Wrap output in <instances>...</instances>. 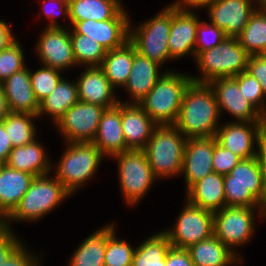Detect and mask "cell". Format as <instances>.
I'll use <instances>...</instances> for the list:
<instances>
[{
  "instance_id": "cell-34",
  "label": "cell",
  "mask_w": 266,
  "mask_h": 266,
  "mask_svg": "<svg viewBox=\"0 0 266 266\" xmlns=\"http://www.w3.org/2000/svg\"><path fill=\"white\" fill-rule=\"evenodd\" d=\"M171 246L164 232L157 233L136 248L132 266H165Z\"/></svg>"
},
{
  "instance_id": "cell-31",
  "label": "cell",
  "mask_w": 266,
  "mask_h": 266,
  "mask_svg": "<svg viewBox=\"0 0 266 266\" xmlns=\"http://www.w3.org/2000/svg\"><path fill=\"white\" fill-rule=\"evenodd\" d=\"M113 232L111 224L90 235L73 254L70 266H104L107 238Z\"/></svg>"
},
{
  "instance_id": "cell-46",
  "label": "cell",
  "mask_w": 266,
  "mask_h": 266,
  "mask_svg": "<svg viewBox=\"0 0 266 266\" xmlns=\"http://www.w3.org/2000/svg\"><path fill=\"white\" fill-rule=\"evenodd\" d=\"M165 266H195L187 249L171 246L166 254Z\"/></svg>"
},
{
  "instance_id": "cell-17",
  "label": "cell",
  "mask_w": 266,
  "mask_h": 266,
  "mask_svg": "<svg viewBox=\"0 0 266 266\" xmlns=\"http://www.w3.org/2000/svg\"><path fill=\"white\" fill-rule=\"evenodd\" d=\"M251 2L252 0H215L208 7L211 23L223 30L227 37L237 38L256 10Z\"/></svg>"
},
{
  "instance_id": "cell-5",
  "label": "cell",
  "mask_w": 266,
  "mask_h": 266,
  "mask_svg": "<svg viewBox=\"0 0 266 266\" xmlns=\"http://www.w3.org/2000/svg\"><path fill=\"white\" fill-rule=\"evenodd\" d=\"M249 56L237 38L227 37L219 45L195 57L203 78L192 77V82L209 84L217 78L235 77L246 71Z\"/></svg>"
},
{
  "instance_id": "cell-2",
  "label": "cell",
  "mask_w": 266,
  "mask_h": 266,
  "mask_svg": "<svg viewBox=\"0 0 266 266\" xmlns=\"http://www.w3.org/2000/svg\"><path fill=\"white\" fill-rule=\"evenodd\" d=\"M192 76L166 72L138 103L157 125H174Z\"/></svg>"
},
{
  "instance_id": "cell-24",
  "label": "cell",
  "mask_w": 266,
  "mask_h": 266,
  "mask_svg": "<svg viewBox=\"0 0 266 266\" xmlns=\"http://www.w3.org/2000/svg\"><path fill=\"white\" fill-rule=\"evenodd\" d=\"M36 176L10 168L0 167V222L2 223L20 203ZM4 216V217H3ZM5 218V219H4Z\"/></svg>"
},
{
  "instance_id": "cell-23",
  "label": "cell",
  "mask_w": 266,
  "mask_h": 266,
  "mask_svg": "<svg viewBox=\"0 0 266 266\" xmlns=\"http://www.w3.org/2000/svg\"><path fill=\"white\" fill-rule=\"evenodd\" d=\"M2 87L10 112L38 114L39 102L32 89L27 68L13 73L2 83Z\"/></svg>"
},
{
  "instance_id": "cell-3",
  "label": "cell",
  "mask_w": 266,
  "mask_h": 266,
  "mask_svg": "<svg viewBox=\"0 0 266 266\" xmlns=\"http://www.w3.org/2000/svg\"><path fill=\"white\" fill-rule=\"evenodd\" d=\"M175 125H157L143 149L156 178L179 174L187 138Z\"/></svg>"
},
{
  "instance_id": "cell-14",
  "label": "cell",
  "mask_w": 266,
  "mask_h": 266,
  "mask_svg": "<svg viewBox=\"0 0 266 266\" xmlns=\"http://www.w3.org/2000/svg\"><path fill=\"white\" fill-rule=\"evenodd\" d=\"M127 14L122 9L113 19L98 21L93 19L76 21L72 26V34H82L96 40L107 51L123 46L129 40Z\"/></svg>"
},
{
  "instance_id": "cell-12",
  "label": "cell",
  "mask_w": 266,
  "mask_h": 266,
  "mask_svg": "<svg viewBox=\"0 0 266 266\" xmlns=\"http://www.w3.org/2000/svg\"><path fill=\"white\" fill-rule=\"evenodd\" d=\"M105 107L78 101L58 120L56 125L67 142H92Z\"/></svg>"
},
{
  "instance_id": "cell-26",
  "label": "cell",
  "mask_w": 266,
  "mask_h": 266,
  "mask_svg": "<svg viewBox=\"0 0 266 266\" xmlns=\"http://www.w3.org/2000/svg\"><path fill=\"white\" fill-rule=\"evenodd\" d=\"M158 64L149 60L136 52L128 80L124 87L134 98V103L138 104L155 86L158 80L163 76L159 75Z\"/></svg>"
},
{
  "instance_id": "cell-44",
  "label": "cell",
  "mask_w": 266,
  "mask_h": 266,
  "mask_svg": "<svg viewBox=\"0 0 266 266\" xmlns=\"http://www.w3.org/2000/svg\"><path fill=\"white\" fill-rule=\"evenodd\" d=\"M246 72L260 82L262 91L266 96V56L264 54L250 55Z\"/></svg>"
},
{
  "instance_id": "cell-10",
  "label": "cell",
  "mask_w": 266,
  "mask_h": 266,
  "mask_svg": "<svg viewBox=\"0 0 266 266\" xmlns=\"http://www.w3.org/2000/svg\"><path fill=\"white\" fill-rule=\"evenodd\" d=\"M214 212L187 204L172 230L164 233L171 245L188 249L190 246L214 235Z\"/></svg>"
},
{
  "instance_id": "cell-35",
  "label": "cell",
  "mask_w": 266,
  "mask_h": 266,
  "mask_svg": "<svg viewBox=\"0 0 266 266\" xmlns=\"http://www.w3.org/2000/svg\"><path fill=\"white\" fill-rule=\"evenodd\" d=\"M37 117V115L10 112L2 121L8 132L13 148L24 146L35 140L36 129L31 119Z\"/></svg>"
},
{
  "instance_id": "cell-33",
  "label": "cell",
  "mask_w": 266,
  "mask_h": 266,
  "mask_svg": "<svg viewBox=\"0 0 266 266\" xmlns=\"http://www.w3.org/2000/svg\"><path fill=\"white\" fill-rule=\"evenodd\" d=\"M249 55L266 52V10L259 6L250 16L245 28L237 37Z\"/></svg>"
},
{
  "instance_id": "cell-29",
  "label": "cell",
  "mask_w": 266,
  "mask_h": 266,
  "mask_svg": "<svg viewBox=\"0 0 266 266\" xmlns=\"http://www.w3.org/2000/svg\"><path fill=\"white\" fill-rule=\"evenodd\" d=\"M136 52L135 46L129 40L123 46L106 52L100 67L113 87L126 84Z\"/></svg>"
},
{
  "instance_id": "cell-41",
  "label": "cell",
  "mask_w": 266,
  "mask_h": 266,
  "mask_svg": "<svg viewBox=\"0 0 266 266\" xmlns=\"http://www.w3.org/2000/svg\"><path fill=\"white\" fill-rule=\"evenodd\" d=\"M209 32L212 34V38L211 39L209 38V40L211 41H209L206 36ZM226 38L227 36L225 32L221 30L219 27H217L215 24L213 23L207 24L199 21L197 28L196 44H195V57L199 53L219 45Z\"/></svg>"
},
{
  "instance_id": "cell-19",
  "label": "cell",
  "mask_w": 266,
  "mask_h": 266,
  "mask_svg": "<svg viewBox=\"0 0 266 266\" xmlns=\"http://www.w3.org/2000/svg\"><path fill=\"white\" fill-rule=\"evenodd\" d=\"M132 104L121 103V121L125 144L129 150H143L157 124L139 104Z\"/></svg>"
},
{
  "instance_id": "cell-53",
  "label": "cell",
  "mask_w": 266,
  "mask_h": 266,
  "mask_svg": "<svg viewBox=\"0 0 266 266\" xmlns=\"http://www.w3.org/2000/svg\"><path fill=\"white\" fill-rule=\"evenodd\" d=\"M259 5L266 10V0H259Z\"/></svg>"
},
{
  "instance_id": "cell-39",
  "label": "cell",
  "mask_w": 266,
  "mask_h": 266,
  "mask_svg": "<svg viewBox=\"0 0 266 266\" xmlns=\"http://www.w3.org/2000/svg\"><path fill=\"white\" fill-rule=\"evenodd\" d=\"M235 77L241 93L244 94L243 97L246 98L266 118V109L264 105L265 95L262 91L260 82L246 71L241 72Z\"/></svg>"
},
{
  "instance_id": "cell-7",
  "label": "cell",
  "mask_w": 266,
  "mask_h": 266,
  "mask_svg": "<svg viewBox=\"0 0 266 266\" xmlns=\"http://www.w3.org/2000/svg\"><path fill=\"white\" fill-rule=\"evenodd\" d=\"M70 193L57 180L47 174L36 176L20 203L6 219L35 221L49 213Z\"/></svg>"
},
{
  "instance_id": "cell-28",
  "label": "cell",
  "mask_w": 266,
  "mask_h": 266,
  "mask_svg": "<svg viewBox=\"0 0 266 266\" xmlns=\"http://www.w3.org/2000/svg\"><path fill=\"white\" fill-rule=\"evenodd\" d=\"M187 250L195 266H227L235 260L237 262L236 253L215 235L190 246Z\"/></svg>"
},
{
  "instance_id": "cell-21",
  "label": "cell",
  "mask_w": 266,
  "mask_h": 266,
  "mask_svg": "<svg viewBox=\"0 0 266 266\" xmlns=\"http://www.w3.org/2000/svg\"><path fill=\"white\" fill-rule=\"evenodd\" d=\"M92 143L103 156L105 154L112 157L129 150L126 147L122 129L121 102L114 107L105 109Z\"/></svg>"
},
{
  "instance_id": "cell-45",
  "label": "cell",
  "mask_w": 266,
  "mask_h": 266,
  "mask_svg": "<svg viewBox=\"0 0 266 266\" xmlns=\"http://www.w3.org/2000/svg\"><path fill=\"white\" fill-rule=\"evenodd\" d=\"M30 256L21 244L0 266H37L36 257Z\"/></svg>"
},
{
  "instance_id": "cell-1",
  "label": "cell",
  "mask_w": 266,
  "mask_h": 266,
  "mask_svg": "<svg viewBox=\"0 0 266 266\" xmlns=\"http://www.w3.org/2000/svg\"><path fill=\"white\" fill-rule=\"evenodd\" d=\"M219 115L213 88L208 83L191 82L184 92L174 125L187 139L214 137Z\"/></svg>"
},
{
  "instance_id": "cell-49",
  "label": "cell",
  "mask_w": 266,
  "mask_h": 266,
  "mask_svg": "<svg viewBox=\"0 0 266 266\" xmlns=\"http://www.w3.org/2000/svg\"><path fill=\"white\" fill-rule=\"evenodd\" d=\"M16 39L12 35L7 23L0 20V51L8 48Z\"/></svg>"
},
{
  "instance_id": "cell-13",
  "label": "cell",
  "mask_w": 266,
  "mask_h": 266,
  "mask_svg": "<svg viewBox=\"0 0 266 266\" xmlns=\"http://www.w3.org/2000/svg\"><path fill=\"white\" fill-rule=\"evenodd\" d=\"M254 208L228 207L214 212V235L229 249L242 245L254 230ZM231 246V247H230Z\"/></svg>"
},
{
  "instance_id": "cell-4",
  "label": "cell",
  "mask_w": 266,
  "mask_h": 266,
  "mask_svg": "<svg viewBox=\"0 0 266 266\" xmlns=\"http://www.w3.org/2000/svg\"><path fill=\"white\" fill-rule=\"evenodd\" d=\"M224 193L228 207H258L262 205V152L242 159L229 174L224 175Z\"/></svg>"
},
{
  "instance_id": "cell-40",
  "label": "cell",
  "mask_w": 266,
  "mask_h": 266,
  "mask_svg": "<svg viewBox=\"0 0 266 266\" xmlns=\"http://www.w3.org/2000/svg\"><path fill=\"white\" fill-rule=\"evenodd\" d=\"M23 57V50L17 40L0 51V83L25 68Z\"/></svg>"
},
{
  "instance_id": "cell-32",
  "label": "cell",
  "mask_w": 266,
  "mask_h": 266,
  "mask_svg": "<svg viewBox=\"0 0 266 266\" xmlns=\"http://www.w3.org/2000/svg\"><path fill=\"white\" fill-rule=\"evenodd\" d=\"M78 101L77 83H70L62 78L50 95L39 103L37 116L48 113L57 123L65 112Z\"/></svg>"
},
{
  "instance_id": "cell-25",
  "label": "cell",
  "mask_w": 266,
  "mask_h": 266,
  "mask_svg": "<svg viewBox=\"0 0 266 266\" xmlns=\"http://www.w3.org/2000/svg\"><path fill=\"white\" fill-rule=\"evenodd\" d=\"M187 194V201L194 206L212 212L221 210L226 206L224 175L215 172L206 175L195 182Z\"/></svg>"
},
{
  "instance_id": "cell-8",
  "label": "cell",
  "mask_w": 266,
  "mask_h": 266,
  "mask_svg": "<svg viewBox=\"0 0 266 266\" xmlns=\"http://www.w3.org/2000/svg\"><path fill=\"white\" fill-rule=\"evenodd\" d=\"M170 28L171 5L140 25L136 31H129V41L138 53L161 65L171 58L168 46Z\"/></svg>"
},
{
  "instance_id": "cell-6",
  "label": "cell",
  "mask_w": 266,
  "mask_h": 266,
  "mask_svg": "<svg viewBox=\"0 0 266 266\" xmlns=\"http://www.w3.org/2000/svg\"><path fill=\"white\" fill-rule=\"evenodd\" d=\"M56 169L55 177L70 193L91 178L103 158L92 142H70Z\"/></svg>"
},
{
  "instance_id": "cell-48",
  "label": "cell",
  "mask_w": 266,
  "mask_h": 266,
  "mask_svg": "<svg viewBox=\"0 0 266 266\" xmlns=\"http://www.w3.org/2000/svg\"><path fill=\"white\" fill-rule=\"evenodd\" d=\"M50 1H52V4H54V5H56V3H60L59 4V7L57 9L59 15L65 13V16L66 15L68 16V13H69V11H68V0H50ZM44 9H45V12L44 13H45L46 17L52 19L50 21V24L47 27H61L60 25H57L58 22H55V20H54L55 17H53V16L56 15L54 9H51V10L48 9V10H46L45 7H44Z\"/></svg>"
},
{
  "instance_id": "cell-27",
  "label": "cell",
  "mask_w": 266,
  "mask_h": 266,
  "mask_svg": "<svg viewBox=\"0 0 266 266\" xmlns=\"http://www.w3.org/2000/svg\"><path fill=\"white\" fill-rule=\"evenodd\" d=\"M44 153L42 146L34 140L32 143L13 148L5 164L34 176L45 175L51 170V165L49 166Z\"/></svg>"
},
{
  "instance_id": "cell-11",
  "label": "cell",
  "mask_w": 266,
  "mask_h": 266,
  "mask_svg": "<svg viewBox=\"0 0 266 266\" xmlns=\"http://www.w3.org/2000/svg\"><path fill=\"white\" fill-rule=\"evenodd\" d=\"M253 124V128L249 124ZM248 125V126H247ZM217 142L242 159L258 156L266 147V122H232L216 132ZM255 140V141H254ZM257 142L258 151H254Z\"/></svg>"
},
{
  "instance_id": "cell-51",
  "label": "cell",
  "mask_w": 266,
  "mask_h": 266,
  "mask_svg": "<svg viewBox=\"0 0 266 266\" xmlns=\"http://www.w3.org/2000/svg\"><path fill=\"white\" fill-rule=\"evenodd\" d=\"M260 212L266 216V147L262 151V205Z\"/></svg>"
},
{
  "instance_id": "cell-47",
  "label": "cell",
  "mask_w": 266,
  "mask_h": 266,
  "mask_svg": "<svg viewBox=\"0 0 266 266\" xmlns=\"http://www.w3.org/2000/svg\"><path fill=\"white\" fill-rule=\"evenodd\" d=\"M13 149V145L8 136V132L5 129V126L0 122V163L5 164L10 151Z\"/></svg>"
},
{
  "instance_id": "cell-38",
  "label": "cell",
  "mask_w": 266,
  "mask_h": 266,
  "mask_svg": "<svg viewBox=\"0 0 266 266\" xmlns=\"http://www.w3.org/2000/svg\"><path fill=\"white\" fill-rule=\"evenodd\" d=\"M29 75L32 89L39 103L50 95L62 79L60 70L47 66L39 69L34 74L29 71Z\"/></svg>"
},
{
  "instance_id": "cell-43",
  "label": "cell",
  "mask_w": 266,
  "mask_h": 266,
  "mask_svg": "<svg viewBox=\"0 0 266 266\" xmlns=\"http://www.w3.org/2000/svg\"><path fill=\"white\" fill-rule=\"evenodd\" d=\"M9 220L0 222V265L21 245L8 227Z\"/></svg>"
},
{
  "instance_id": "cell-22",
  "label": "cell",
  "mask_w": 266,
  "mask_h": 266,
  "mask_svg": "<svg viewBox=\"0 0 266 266\" xmlns=\"http://www.w3.org/2000/svg\"><path fill=\"white\" fill-rule=\"evenodd\" d=\"M77 87L79 101L97 104L106 109L120 102L113 96L114 87L100 66H88L79 77Z\"/></svg>"
},
{
  "instance_id": "cell-20",
  "label": "cell",
  "mask_w": 266,
  "mask_h": 266,
  "mask_svg": "<svg viewBox=\"0 0 266 266\" xmlns=\"http://www.w3.org/2000/svg\"><path fill=\"white\" fill-rule=\"evenodd\" d=\"M198 17L189 11H180L171 6V28L168 46L171 59L190 52L195 55Z\"/></svg>"
},
{
  "instance_id": "cell-37",
  "label": "cell",
  "mask_w": 266,
  "mask_h": 266,
  "mask_svg": "<svg viewBox=\"0 0 266 266\" xmlns=\"http://www.w3.org/2000/svg\"><path fill=\"white\" fill-rule=\"evenodd\" d=\"M135 249L124 240H118L113 232L106 243L104 266H132Z\"/></svg>"
},
{
  "instance_id": "cell-9",
  "label": "cell",
  "mask_w": 266,
  "mask_h": 266,
  "mask_svg": "<svg viewBox=\"0 0 266 266\" xmlns=\"http://www.w3.org/2000/svg\"><path fill=\"white\" fill-rule=\"evenodd\" d=\"M118 160L121 190L129 204H136L155 180L143 150H128L112 156Z\"/></svg>"
},
{
  "instance_id": "cell-52",
  "label": "cell",
  "mask_w": 266,
  "mask_h": 266,
  "mask_svg": "<svg viewBox=\"0 0 266 266\" xmlns=\"http://www.w3.org/2000/svg\"><path fill=\"white\" fill-rule=\"evenodd\" d=\"M9 113L10 110L4 95L2 83H0V122H2Z\"/></svg>"
},
{
  "instance_id": "cell-50",
  "label": "cell",
  "mask_w": 266,
  "mask_h": 266,
  "mask_svg": "<svg viewBox=\"0 0 266 266\" xmlns=\"http://www.w3.org/2000/svg\"><path fill=\"white\" fill-rule=\"evenodd\" d=\"M214 1L215 0H182V1L178 0L174 4H172L171 6L174 7L175 9H177V10H180V11H188L186 9L185 5L188 6V7L191 6V7H196V8L197 7H205V6L209 7Z\"/></svg>"
},
{
  "instance_id": "cell-42",
  "label": "cell",
  "mask_w": 266,
  "mask_h": 266,
  "mask_svg": "<svg viewBox=\"0 0 266 266\" xmlns=\"http://www.w3.org/2000/svg\"><path fill=\"white\" fill-rule=\"evenodd\" d=\"M242 160L241 157L232 151L222 147L216 140L214 145L212 165L215 173L222 175L229 174L230 171Z\"/></svg>"
},
{
  "instance_id": "cell-15",
  "label": "cell",
  "mask_w": 266,
  "mask_h": 266,
  "mask_svg": "<svg viewBox=\"0 0 266 266\" xmlns=\"http://www.w3.org/2000/svg\"><path fill=\"white\" fill-rule=\"evenodd\" d=\"M219 113L227 110L239 122H266V118L241 93L236 77H221L212 80Z\"/></svg>"
},
{
  "instance_id": "cell-18",
  "label": "cell",
  "mask_w": 266,
  "mask_h": 266,
  "mask_svg": "<svg viewBox=\"0 0 266 266\" xmlns=\"http://www.w3.org/2000/svg\"><path fill=\"white\" fill-rule=\"evenodd\" d=\"M216 137L187 139L181 173H185L187 190L214 172L212 160Z\"/></svg>"
},
{
  "instance_id": "cell-16",
  "label": "cell",
  "mask_w": 266,
  "mask_h": 266,
  "mask_svg": "<svg viewBox=\"0 0 266 266\" xmlns=\"http://www.w3.org/2000/svg\"><path fill=\"white\" fill-rule=\"evenodd\" d=\"M39 57L47 67L57 70L76 65L70 32L62 27H47L37 43Z\"/></svg>"
},
{
  "instance_id": "cell-30",
  "label": "cell",
  "mask_w": 266,
  "mask_h": 266,
  "mask_svg": "<svg viewBox=\"0 0 266 266\" xmlns=\"http://www.w3.org/2000/svg\"><path fill=\"white\" fill-rule=\"evenodd\" d=\"M122 9L120 2L117 0H68V18L71 25L76 21L88 19L110 20Z\"/></svg>"
},
{
  "instance_id": "cell-36",
  "label": "cell",
  "mask_w": 266,
  "mask_h": 266,
  "mask_svg": "<svg viewBox=\"0 0 266 266\" xmlns=\"http://www.w3.org/2000/svg\"><path fill=\"white\" fill-rule=\"evenodd\" d=\"M70 36L76 65L101 66L107 52L101 44L82 34H70Z\"/></svg>"
}]
</instances>
